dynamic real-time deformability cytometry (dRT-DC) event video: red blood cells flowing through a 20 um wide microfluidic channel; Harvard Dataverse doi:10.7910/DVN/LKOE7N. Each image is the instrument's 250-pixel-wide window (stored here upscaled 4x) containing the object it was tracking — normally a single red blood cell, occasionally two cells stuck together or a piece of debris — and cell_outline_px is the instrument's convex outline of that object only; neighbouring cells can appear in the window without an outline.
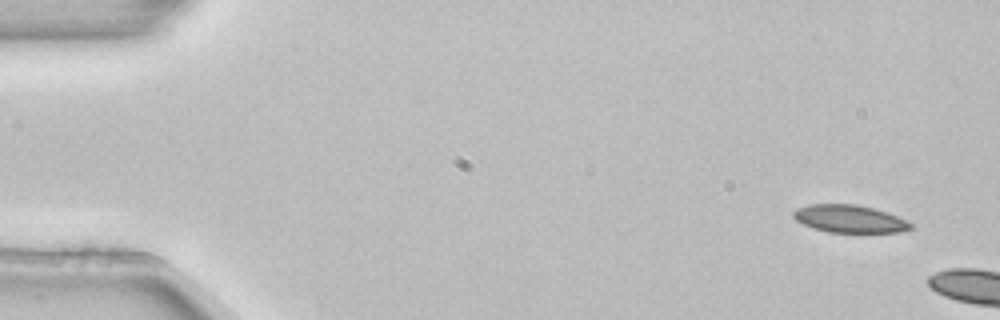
{"species": "common noctule bat (a hibernating species)", "species_latin": "Nyctalus noctula", "temperature_condition": "room temperature", "stored_images_in_passage": 3, "camera_frame_rate_fps": 3000, "um_per_image_px": 0.085, "animal": {"sex": "female", "body_mass_g": 22.7, "forearm_length_mm": 54.2}, "frame": {"image": 1, "passage_image": 1, "time_ms": 0.0, "image_size_px": [1000, 320], "cell_outline_px": [[912, 228], [900, 232], [828, 232], [804, 224], [796, 220], [792, 216], [792, 212], [796, 208], [808, 204], [856, 204], [888, 212], [912, 224]], "centroid_in_image_um": [72.18, 18.59], "position_along_channel_um": 12.8, "area_um2": 18.73}}